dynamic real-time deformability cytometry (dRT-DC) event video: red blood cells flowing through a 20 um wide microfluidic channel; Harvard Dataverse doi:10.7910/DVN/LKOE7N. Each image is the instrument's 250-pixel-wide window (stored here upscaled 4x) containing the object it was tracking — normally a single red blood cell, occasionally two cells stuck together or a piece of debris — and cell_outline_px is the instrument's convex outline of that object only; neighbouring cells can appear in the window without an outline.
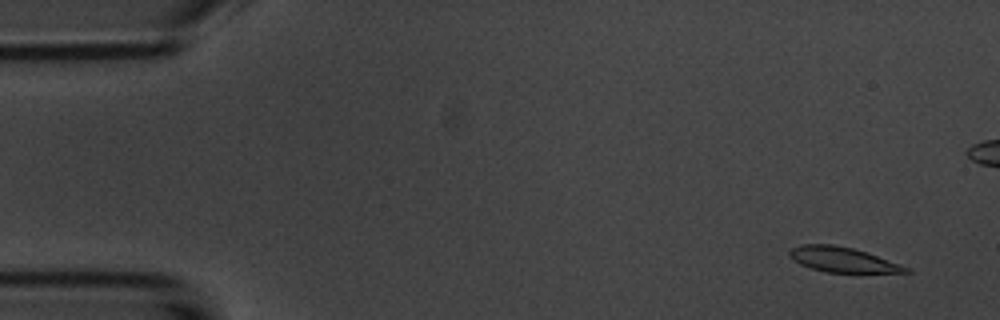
{"species": "common noctule bat (a hibernating species)", "species_latin": "Nyctalus noctula", "temperature_condition": "room temperature", "stored_images_in_passage": 56, "camera_frame_rate_fps": 3000, "um_per_image_px": 0.085, "animal": {"sex": "male", "body_mass_g": 20.1, "forearm_length_mm": 53.5}, "frame": {"image": 1, "passage_image": 4, "time_ms": 1.0, "image_size_px": [1000, 320], "cell_outline_px": [[912, 272], [828, 272], [812, 268], [800, 264], [788, 256], [788, 252], [792, 248], [804, 244], [832, 244], [852, 248], [876, 256], [908, 268]], "centroid_in_image_um": [71.53, 22.06], "position_along_channel_um": 13.5, "area_um2": 16.36}}
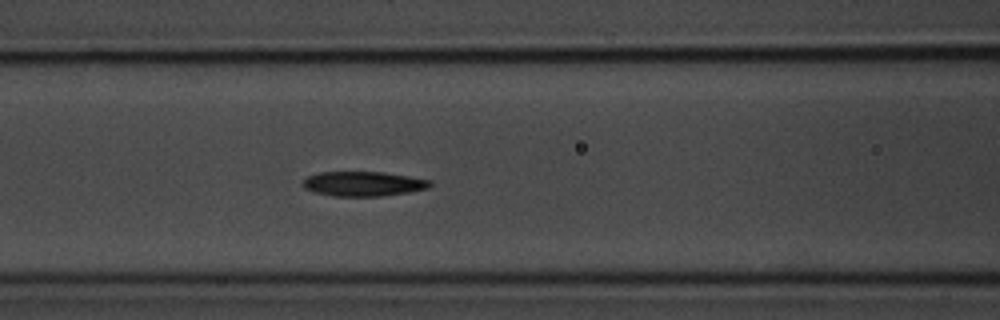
{"frame": {"image": 2, "passage_image": 23, "time_ms": 7.333, "image_size_px": [1000, 320], "cell_outline_px": [[432, 184], [428, 188], [408, 192], [380, 196], [332, 196], [312, 192], [304, 188], [304, 180], [308, 176], [320, 172], [384, 172], [432, 180]], "centroid_in_image_um": [30.88, 15.62], "position_along_channel_um": 135.7, "area_um2": 18.26}}
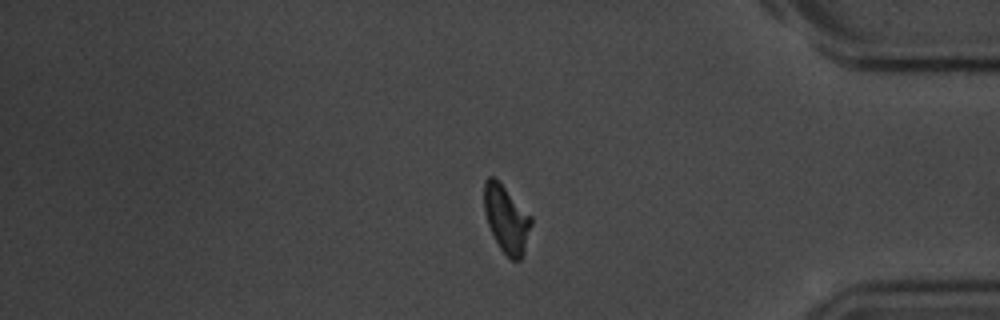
{"frame": {"image": 3, "passage_image": 46, "time_ms": 15.0, "image_size_px": [1000, 320], "cell_outline_px": [[532, 224], [524, 256], [520, 260], [512, 260], [500, 248], [488, 224], [484, 212], [484, 180], [488, 176], [492, 176], [532, 216]], "centroid_in_image_um": [43.06, 18.65], "position_along_channel_um": 392.1, "area_um2": 18.26}, "authors_computed_cell_mechanics": {"area_um2": 18.0047, "velocity_mm_per_s": 3.6822, "shape_relaxation_time_tau1_ms": 2.6399, "shape_relaxation_time_tau2_ms": 5.1848, "deformation_change_tau1": 0.1588, "deformation_change_tau2": 0.1321}}